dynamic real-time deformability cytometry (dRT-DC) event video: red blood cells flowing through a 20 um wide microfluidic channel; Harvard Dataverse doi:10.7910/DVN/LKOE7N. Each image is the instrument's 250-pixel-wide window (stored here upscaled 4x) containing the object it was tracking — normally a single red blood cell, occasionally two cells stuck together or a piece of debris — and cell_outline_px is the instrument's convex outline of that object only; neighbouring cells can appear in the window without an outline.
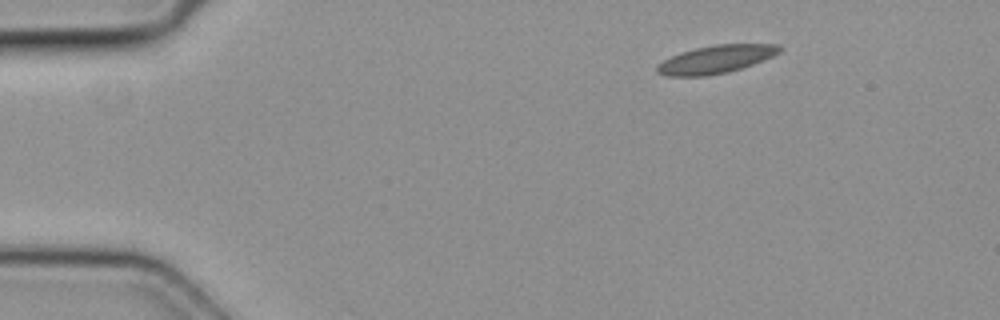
{"species": "common noctule bat (a hibernating species)", "species_latin": "Nyctalus noctula", "temperature_condition": "cold", "stored_images_in_passage": 4, "segment_of_instrument_passage": [1, 2], "camera_frame_rate_fps": 3000, "um_per_image_px": 0.085, "animal": {"sex": "female", "body_mass_g": 19.3, "forearm_length_mm": 54.1}, "frame": {"image": 1, "passage_image": 1, "time_ms": 0.0, "image_size_px": [1000, 320], "cell_outline_px": [[784, 48], [780, 52], [764, 60], [728, 72], [704, 76], [668, 76], [656, 72], [656, 68], [664, 60], [680, 52], [696, 48], [716, 44], [780, 44]], "centroid_in_image_um": [60.89, 5.03], "position_along_channel_um": 24.1, "area_um2": 19.83}}